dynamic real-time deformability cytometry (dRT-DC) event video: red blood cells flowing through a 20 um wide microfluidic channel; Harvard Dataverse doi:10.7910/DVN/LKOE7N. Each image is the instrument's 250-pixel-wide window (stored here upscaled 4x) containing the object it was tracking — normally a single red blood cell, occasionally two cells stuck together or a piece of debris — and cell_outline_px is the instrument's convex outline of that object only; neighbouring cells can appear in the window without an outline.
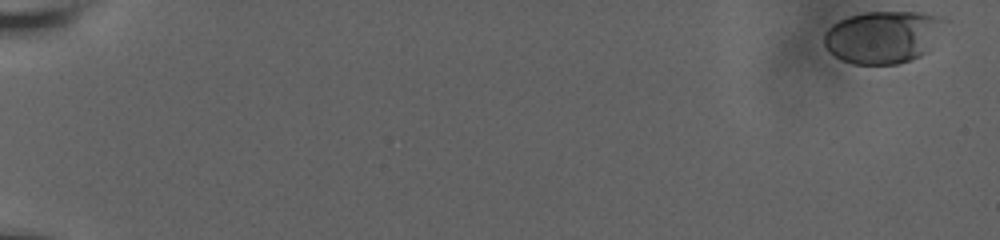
{"species": "human", "species_latin": "Homo sapiens", "temperature_condition": "room temperature", "stored_images_in_passage": 14, "camera_frame_rate_fps": 3000, "um_per_image_px": 0.085, "donor": {"sex": "male"}, "frame": {"image": 1, "passage_image": 1, "time_ms": 0.0, "image_size_px": [1000, 240], "cell_outline_px": [[952, 20], [924, 52], [920, 56], [896, 64], [852, 64], [840, 60], [828, 52], [824, 44], [824, 32], [832, 24], [848, 16], [868, 12], [924, 12], [944, 16]], "centroid_in_image_um": [75.08, 3.12], "position_along_channel_um": 9.9, "area_um2": 37.34}}